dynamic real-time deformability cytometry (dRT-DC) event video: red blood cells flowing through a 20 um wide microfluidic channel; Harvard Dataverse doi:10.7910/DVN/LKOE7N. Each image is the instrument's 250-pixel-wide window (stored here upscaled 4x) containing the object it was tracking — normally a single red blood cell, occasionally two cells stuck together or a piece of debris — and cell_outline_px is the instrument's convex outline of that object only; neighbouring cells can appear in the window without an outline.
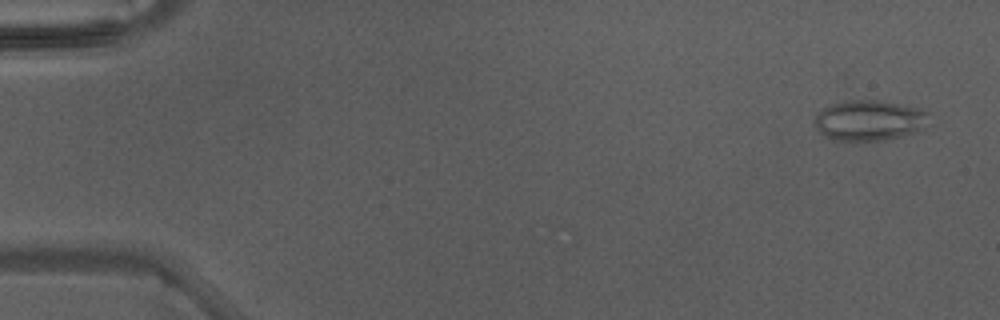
{"species": "Egyptian fruit bat (a non-hibernating species)", "species_latin": "Rousettus aegyptiacus", "temperature_condition": "warm", "stored_images_in_passage": 4, "camera_frame_rate_fps": 3000, "um_per_image_px": 0.085, "animal": {"sex": "male"}, "frame": {"image": 1, "passage_image": 1, "time_ms": 0.0, "image_size_px": [1000, 320], "cell_outline_px": [[928, 112], [924, 128], [916, 132], [900, 136], [880, 140], [832, 140], [824, 136], [816, 128], [816, 112], [832, 104], [848, 100], [876, 100], [928, 108]], "centroid_in_image_um": [73.91, 10.21], "position_along_channel_um": 11.1, "area_um2": 26.99}}